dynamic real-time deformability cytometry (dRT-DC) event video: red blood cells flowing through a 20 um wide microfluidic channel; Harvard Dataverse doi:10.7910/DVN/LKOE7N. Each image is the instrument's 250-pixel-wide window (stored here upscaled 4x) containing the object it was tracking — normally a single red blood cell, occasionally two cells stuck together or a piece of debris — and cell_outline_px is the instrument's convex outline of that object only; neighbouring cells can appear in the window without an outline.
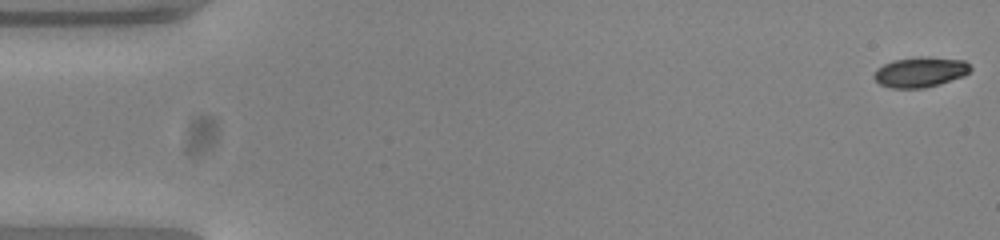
{"species": "common noctule bat (a hibernating species)", "species_latin": "Nyctalus noctula", "temperature_condition": "warm", "stored_images_in_passage": 54, "camera_frame_rate_fps": 3000, "um_per_image_px": 0.085, "animal": {"sex": "female", "body_mass_g": 23.0, "forearm_length_mm": 53.4}, "frame": {"image": 1, "passage_image": 1, "time_ms": 0.0, "image_size_px": [1000, 240], "cell_outline_px": [[972, 68], [964, 76], [940, 84], [924, 88], [892, 88], [880, 84], [872, 76], [876, 68], [892, 60], [920, 56], [924, 56], [964, 60]], "centroid_in_image_um": [78.21, 6.12], "position_along_channel_um": 6.8, "area_um2": 17.11}}
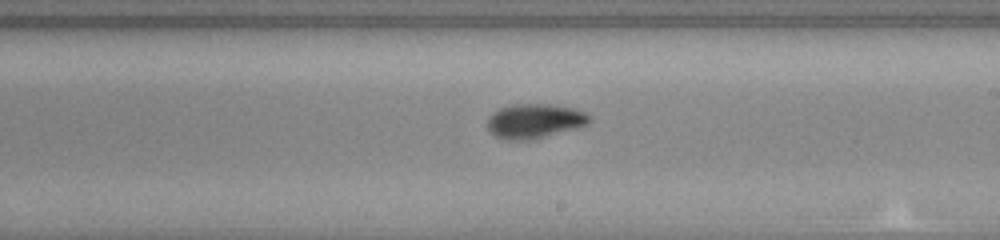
{"frame": {"image": 2, "passage_image": 31, "time_ms": 10.0, "image_size_px": [1000, 240], "cell_outline_px": [[592, 120], [588, 124], [576, 128], [532, 140], [508, 140], [496, 136], [488, 128], [488, 120], [492, 112], [500, 108], [512, 104], [552, 104], [572, 108], [584, 112], [592, 116]], "centroid_in_image_um": [45.47, 10.28], "position_along_channel_um": 243.5, "area_um2": 20.52}}
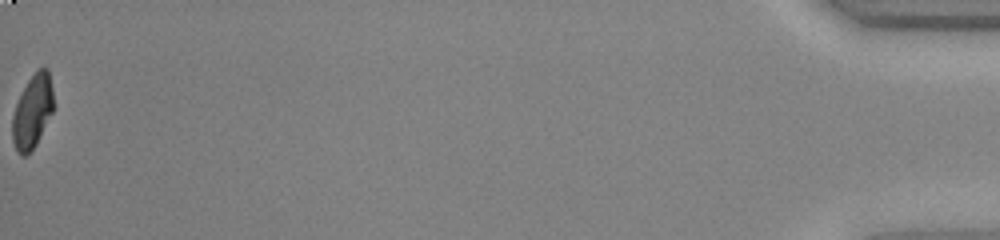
{"frame": {"image": 3, "passage_image": 54, "time_ms": 17.667, "image_size_px": [1000, 240], "cell_outline_px": [[52, 112], [36, 144], [24, 156], [20, 156], [16, 152], [12, 140], [12, 116], [16, 104], [28, 80], [36, 68], [48, 68], [52, 88]], "centroid_in_image_um": [2.73, 9.47], "position_along_channel_um": 432.5, "area_um2": 17.4}, "authors_computed_cell_mechanics": {"area_um2": 18.6116, "velocity_mm_per_s": 3.8474, "shape_relaxation_time_tau1_ms": 3.3762, "shape_relaxation_time_tau2_ms": 2.5942, "deformation_change_tau1": 0.1663, "deformation_change_tau2": 0.0646}}